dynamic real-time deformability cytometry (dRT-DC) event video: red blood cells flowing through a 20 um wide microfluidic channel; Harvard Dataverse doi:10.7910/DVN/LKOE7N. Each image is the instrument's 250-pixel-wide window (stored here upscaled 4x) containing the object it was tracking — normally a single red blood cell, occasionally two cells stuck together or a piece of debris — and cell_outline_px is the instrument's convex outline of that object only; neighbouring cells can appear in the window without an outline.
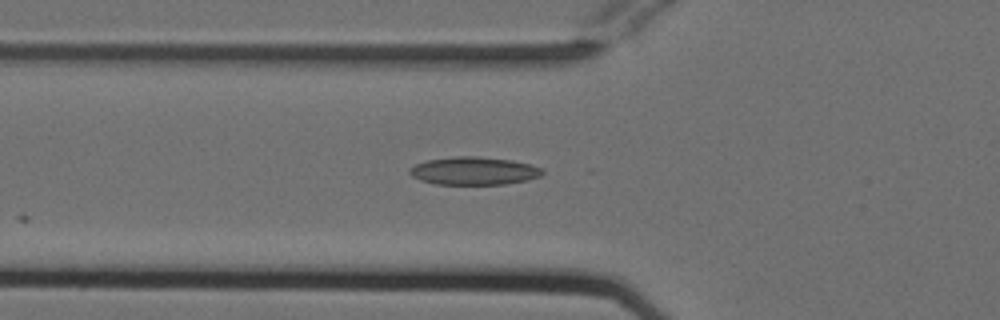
{"species": "Egyptian fruit bat (a non-hibernating species)", "species_latin": "Rousettus aegyptiacus", "temperature_condition": "cold", "stored_images_in_passage": 11, "camera_frame_rate_fps": 3000, "um_per_image_px": 0.085, "animal": {"sex": "female"}, "frame": {"image": 1, "passage_image": 6, "time_ms": 1.667, "image_size_px": [1000, 320], "cell_outline_px": [[544, 172], [540, 176], [528, 180], [504, 184], [436, 184], [420, 180], [412, 176], [408, 172], [408, 168], [416, 164], [428, 160], [456, 156], [476, 156], [512, 160], [544, 168]], "centroid_in_image_um": [40.28, 14.52], "position_along_channel_um": 85.5, "area_um2": 21.62}}
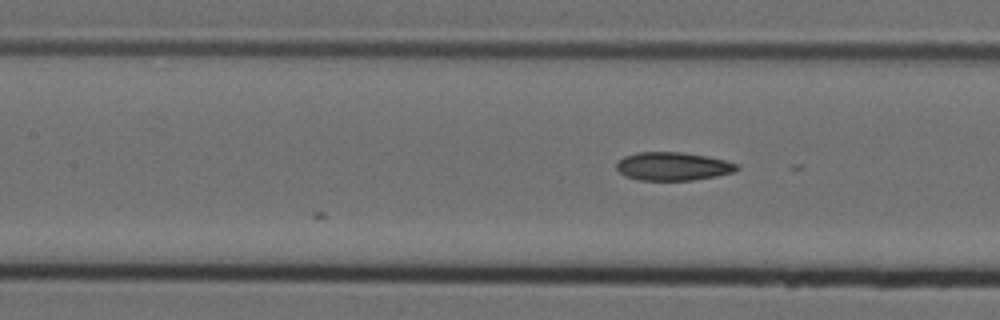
{"frame": {"image": 2, "passage_image": 11, "time_ms": 3.333, "image_size_px": [1000, 320], "cell_outline_px": [[740, 168], [736, 172], [716, 176], [692, 180], [640, 180], [624, 176], [616, 168], [616, 164], [624, 156], [636, 152], [680, 152], [708, 156], [724, 160], [736, 164]], "centroid_in_image_um": [57.2, 14.14], "position_along_channel_um": 150.2, "area_um2": 19.88}}